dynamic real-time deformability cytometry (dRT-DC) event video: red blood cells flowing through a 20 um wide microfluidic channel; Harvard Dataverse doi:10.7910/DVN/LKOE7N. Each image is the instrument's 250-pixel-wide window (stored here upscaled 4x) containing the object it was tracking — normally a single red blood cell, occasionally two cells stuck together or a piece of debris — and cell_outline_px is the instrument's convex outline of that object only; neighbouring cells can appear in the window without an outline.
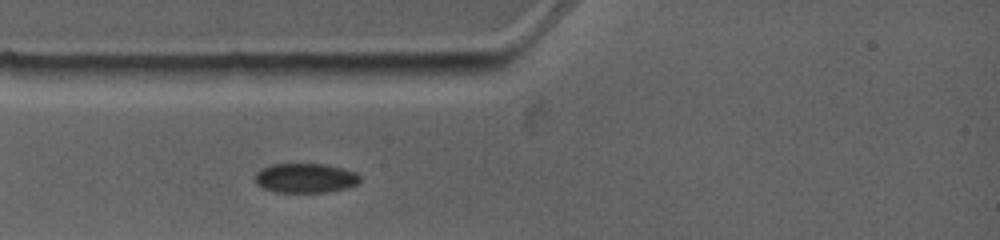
{"species": "common noctule bat (a hibernating species)", "species_latin": "Nyctalus noctula", "temperature_condition": "warm", "stored_images_in_passage": 4, "segment_of_instrument_passage": [3, 3], "camera_frame_rate_fps": 4500, "um_per_image_px": 0.085, "animal": {"sex": "female", "body_mass_g": 19.0, "forearm_length_mm": 53.3}, "frame": {"image": 1, "passage_image": 4, "time_ms": 2.444, "image_size_px": [1000, 240], "cell_outline_px": [[360, 180], [356, 184], [348, 188], [328, 192], [276, 192], [264, 188], [256, 184], [256, 172], [260, 168], [272, 164], [324, 164], [344, 168], [356, 172], [360, 176]], "centroid_in_image_um": [25.97, 15.13], "position_along_channel_um": 59.0, "area_um2": 18.15}}